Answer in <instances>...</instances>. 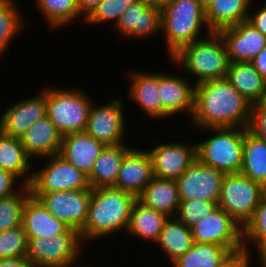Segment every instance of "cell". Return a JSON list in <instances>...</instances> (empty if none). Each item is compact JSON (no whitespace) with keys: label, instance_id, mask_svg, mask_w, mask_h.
I'll return each instance as SVG.
<instances>
[{"label":"cell","instance_id":"cell-1","mask_svg":"<svg viewBox=\"0 0 266 267\" xmlns=\"http://www.w3.org/2000/svg\"><path fill=\"white\" fill-rule=\"evenodd\" d=\"M252 104L226 78L195 85L194 112L189 118L194 129L248 128Z\"/></svg>","mask_w":266,"mask_h":267},{"label":"cell","instance_id":"cell-2","mask_svg":"<svg viewBox=\"0 0 266 267\" xmlns=\"http://www.w3.org/2000/svg\"><path fill=\"white\" fill-rule=\"evenodd\" d=\"M136 200L133 194L114 187L91 189L87 218L79 231L83 244H93L121 231L126 233Z\"/></svg>","mask_w":266,"mask_h":267},{"label":"cell","instance_id":"cell-3","mask_svg":"<svg viewBox=\"0 0 266 267\" xmlns=\"http://www.w3.org/2000/svg\"><path fill=\"white\" fill-rule=\"evenodd\" d=\"M169 61L193 79L194 84L226 78L230 65L225 43L218 32L183 46Z\"/></svg>","mask_w":266,"mask_h":267},{"label":"cell","instance_id":"cell-4","mask_svg":"<svg viewBox=\"0 0 266 267\" xmlns=\"http://www.w3.org/2000/svg\"><path fill=\"white\" fill-rule=\"evenodd\" d=\"M161 33L166 54L171 58L183 46L204 38L212 31L206 22L205 9L198 0H174L161 10Z\"/></svg>","mask_w":266,"mask_h":267},{"label":"cell","instance_id":"cell-5","mask_svg":"<svg viewBox=\"0 0 266 267\" xmlns=\"http://www.w3.org/2000/svg\"><path fill=\"white\" fill-rule=\"evenodd\" d=\"M247 128H205L210 134L204 141L196 142L197 159L205 166L225 174L241 172L243 163L244 131Z\"/></svg>","mask_w":266,"mask_h":267},{"label":"cell","instance_id":"cell-6","mask_svg":"<svg viewBox=\"0 0 266 267\" xmlns=\"http://www.w3.org/2000/svg\"><path fill=\"white\" fill-rule=\"evenodd\" d=\"M85 90L47 85L46 116L57 130L66 135L86 130L90 108L93 104Z\"/></svg>","mask_w":266,"mask_h":267},{"label":"cell","instance_id":"cell-7","mask_svg":"<svg viewBox=\"0 0 266 267\" xmlns=\"http://www.w3.org/2000/svg\"><path fill=\"white\" fill-rule=\"evenodd\" d=\"M266 189L241 172L225 174L218 207L225 210L243 228L252 219Z\"/></svg>","mask_w":266,"mask_h":267},{"label":"cell","instance_id":"cell-8","mask_svg":"<svg viewBox=\"0 0 266 267\" xmlns=\"http://www.w3.org/2000/svg\"><path fill=\"white\" fill-rule=\"evenodd\" d=\"M27 239L28 251L26 257L33 267L79 266L81 264L79 258H82V251L86 247L79 234H58L53 238Z\"/></svg>","mask_w":266,"mask_h":267},{"label":"cell","instance_id":"cell-9","mask_svg":"<svg viewBox=\"0 0 266 267\" xmlns=\"http://www.w3.org/2000/svg\"><path fill=\"white\" fill-rule=\"evenodd\" d=\"M38 160L45 161L41 169L33 171L31 193H51L66 190L91 189L88 176L59 154Z\"/></svg>","mask_w":266,"mask_h":267},{"label":"cell","instance_id":"cell-10","mask_svg":"<svg viewBox=\"0 0 266 267\" xmlns=\"http://www.w3.org/2000/svg\"><path fill=\"white\" fill-rule=\"evenodd\" d=\"M123 103L124 100L119 97L109 100L104 105L93 103L85 132L105 146L126 143L124 140L127 138V123Z\"/></svg>","mask_w":266,"mask_h":267},{"label":"cell","instance_id":"cell-11","mask_svg":"<svg viewBox=\"0 0 266 267\" xmlns=\"http://www.w3.org/2000/svg\"><path fill=\"white\" fill-rule=\"evenodd\" d=\"M191 230L195 243L216 244L227 248L231 253L244 248L243 227L219 207Z\"/></svg>","mask_w":266,"mask_h":267},{"label":"cell","instance_id":"cell-12","mask_svg":"<svg viewBox=\"0 0 266 267\" xmlns=\"http://www.w3.org/2000/svg\"><path fill=\"white\" fill-rule=\"evenodd\" d=\"M31 194L38 198L55 218L63 221L71 229L79 232L84 226L91 189Z\"/></svg>","mask_w":266,"mask_h":267},{"label":"cell","instance_id":"cell-13","mask_svg":"<svg viewBox=\"0 0 266 267\" xmlns=\"http://www.w3.org/2000/svg\"><path fill=\"white\" fill-rule=\"evenodd\" d=\"M149 153L152 161L154 177L176 180L197 159V145L182 141L171 143L154 142Z\"/></svg>","mask_w":266,"mask_h":267},{"label":"cell","instance_id":"cell-14","mask_svg":"<svg viewBox=\"0 0 266 267\" xmlns=\"http://www.w3.org/2000/svg\"><path fill=\"white\" fill-rule=\"evenodd\" d=\"M225 173L196 159L176 179L180 200H206L218 203Z\"/></svg>","mask_w":266,"mask_h":267},{"label":"cell","instance_id":"cell-15","mask_svg":"<svg viewBox=\"0 0 266 267\" xmlns=\"http://www.w3.org/2000/svg\"><path fill=\"white\" fill-rule=\"evenodd\" d=\"M33 97L16 101L0 113V131L16 138H21L26 130L46 116L47 86L40 89Z\"/></svg>","mask_w":266,"mask_h":267},{"label":"cell","instance_id":"cell-16","mask_svg":"<svg viewBox=\"0 0 266 267\" xmlns=\"http://www.w3.org/2000/svg\"><path fill=\"white\" fill-rule=\"evenodd\" d=\"M186 75L159 72L160 99L163 106V119L179 114L192 117L194 112L195 85Z\"/></svg>","mask_w":266,"mask_h":267},{"label":"cell","instance_id":"cell-17","mask_svg":"<svg viewBox=\"0 0 266 267\" xmlns=\"http://www.w3.org/2000/svg\"><path fill=\"white\" fill-rule=\"evenodd\" d=\"M230 62H251L266 46V37L247 20L218 31Z\"/></svg>","mask_w":266,"mask_h":267},{"label":"cell","instance_id":"cell-18","mask_svg":"<svg viewBox=\"0 0 266 267\" xmlns=\"http://www.w3.org/2000/svg\"><path fill=\"white\" fill-rule=\"evenodd\" d=\"M153 178L152 161L147 148L144 150L133 146L121 162L114 188L138 197Z\"/></svg>","mask_w":266,"mask_h":267},{"label":"cell","instance_id":"cell-19","mask_svg":"<svg viewBox=\"0 0 266 267\" xmlns=\"http://www.w3.org/2000/svg\"><path fill=\"white\" fill-rule=\"evenodd\" d=\"M130 79V86L126 96L132 100L148 119H163V106L160 99L159 72H144L133 70L126 76Z\"/></svg>","mask_w":266,"mask_h":267},{"label":"cell","instance_id":"cell-20","mask_svg":"<svg viewBox=\"0 0 266 267\" xmlns=\"http://www.w3.org/2000/svg\"><path fill=\"white\" fill-rule=\"evenodd\" d=\"M125 39L153 38L161 34V11L138 1L127 8L113 27ZM129 37V38H128Z\"/></svg>","mask_w":266,"mask_h":267},{"label":"cell","instance_id":"cell-21","mask_svg":"<svg viewBox=\"0 0 266 267\" xmlns=\"http://www.w3.org/2000/svg\"><path fill=\"white\" fill-rule=\"evenodd\" d=\"M22 227L27 238H53L58 234H79L78 231L55 218L32 194L24 204Z\"/></svg>","mask_w":266,"mask_h":267},{"label":"cell","instance_id":"cell-22","mask_svg":"<svg viewBox=\"0 0 266 267\" xmlns=\"http://www.w3.org/2000/svg\"><path fill=\"white\" fill-rule=\"evenodd\" d=\"M105 145L85 131L63 135L59 155L89 176Z\"/></svg>","mask_w":266,"mask_h":267},{"label":"cell","instance_id":"cell-23","mask_svg":"<svg viewBox=\"0 0 266 267\" xmlns=\"http://www.w3.org/2000/svg\"><path fill=\"white\" fill-rule=\"evenodd\" d=\"M62 138L63 135L45 116L34 122L20 139L26 153L35 160L59 154Z\"/></svg>","mask_w":266,"mask_h":267},{"label":"cell","instance_id":"cell-24","mask_svg":"<svg viewBox=\"0 0 266 267\" xmlns=\"http://www.w3.org/2000/svg\"><path fill=\"white\" fill-rule=\"evenodd\" d=\"M137 199L145 206L162 212L168 217H176L180 197L176 180L154 177Z\"/></svg>","mask_w":266,"mask_h":267},{"label":"cell","instance_id":"cell-25","mask_svg":"<svg viewBox=\"0 0 266 267\" xmlns=\"http://www.w3.org/2000/svg\"><path fill=\"white\" fill-rule=\"evenodd\" d=\"M34 167L33 159L26 153L21 139L0 131V168L16 175L24 185H30L33 177L31 169Z\"/></svg>","mask_w":266,"mask_h":267},{"label":"cell","instance_id":"cell-26","mask_svg":"<svg viewBox=\"0 0 266 267\" xmlns=\"http://www.w3.org/2000/svg\"><path fill=\"white\" fill-rule=\"evenodd\" d=\"M226 79L251 104L266 97V79L251 62H230Z\"/></svg>","mask_w":266,"mask_h":267},{"label":"cell","instance_id":"cell-27","mask_svg":"<svg viewBox=\"0 0 266 267\" xmlns=\"http://www.w3.org/2000/svg\"><path fill=\"white\" fill-rule=\"evenodd\" d=\"M131 148L126 143L105 146L88 176L91 189L115 187L121 162Z\"/></svg>","mask_w":266,"mask_h":267},{"label":"cell","instance_id":"cell-28","mask_svg":"<svg viewBox=\"0 0 266 267\" xmlns=\"http://www.w3.org/2000/svg\"><path fill=\"white\" fill-rule=\"evenodd\" d=\"M168 216L145 206L138 199L130 214L127 234L146 242L156 243Z\"/></svg>","mask_w":266,"mask_h":267},{"label":"cell","instance_id":"cell-29","mask_svg":"<svg viewBox=\"0 0 266 267\" xmlns=\"http://www.w3.org/2000/svg\"><path fill=\"white\" fill-rule=\"evenodd\" d=\"M253 0H213L205 9L206 22L212 32L248 19Z\"/></svg>","mask_w":266,"mask_h":267},{"label":"cell","instance_id":"cell-30","mask_svg":"<svg viewBox=\"0 0 266 267\" xmlns=\"http://www.w3.org/2000/svg\"><path fill=\"white\" fill-rule=\"evenodd\" d=\"M155 244L172 264L193 246L192 230L176 217H169Z\"/></svg>","mask_w":266,"mask_h":267},{"label":"cell","instance_id":"cell-31","mask_svg":"<svg viewBox=\"0 0 266 267\" xmlns=\"http://www.w3.org/2000/svg\"><path fill=\"white\" fill-rule=\"evenodd\" d=\"M241 173L266 189V141L244 131Z\"/></svg>","mask_w":266,"mask_h":267},{"label":"cell","instance_id":"cell-32","mask_svg":"<svg viewBox=\"0 0 266 267\" xmlns=\"http://www.w3.org/2000/svg\"><path fill=\"white\" fill-rule=\"evenodd\" d=\"M33 3L37 12L39 11L38 14L42 15L51 29L59 30L63 26L77 22V19L84 24L85 19L78 11L76 0H34Z\"/></svg>","mask_w":266,"mask_h":267},{"label":"cell","instance_id":"cell-33","mask_svg":"<svg viewBox=\"0 0 266 267\" xmlns=\"http://www.w3.org/2000/svg\"><path fill=\"white\" fill-rule=\"evenodd\" d=\"M19 5L16 0H0V58L10 50L9 46L17 34L20 35L27 28V21L23 18L22 7Z\"/></svg>","mask_w":266,"mask_h":267},{"label":"cell","instance_id":"cell-34","mask_svg":"<svg viewBox=\"0 0 266 267\" xmlns=\"http://www.w3.org/2000/svg\"><path fill=\"white\" fill-rule=\"evenodd\" d=\"M231 252L216 244L195 243L172 267H217Z\"/></svg>","mask_w":266,"mask_h":267},{"label":"cell","instance_id":"cell-35","mask_svg":"<svg viewBox=\"0 0 266 267\" xmlns=\"http://www.w3.org/2000/svg\"><path fill=\"white\" fill-rule=\"evenodd\" d=\"M30 195V186L24 185L17 193L0 198V232L22 225L24 204Z\"/></svg>","mask_w":266,"mask_h":267},{"label":"cell","instance_id":"cell-36","mask_svg":"<svg viewBox=\"0 0 266 267\" xmlns=\"http://www.w3.org/2000/svg\"><path fill=\"white\" fill-rule=\"evenodd\" d=\"M140 0H102L94 11L84 20L85 25L111 23L113 28L127 8Z\"/></svg>","mask_w":266,"mask_h":267},{"label":"cell","instance_id":"cell-37","mask_svg":"<svg viewBox=\"0 0 266 267\" xmlns=\"http://www.w3.org/2000/svg\"><path fill=\"white\" fill-rule=\"evenodd\" d=\"M217 207L218 203L206 200H181L176 218L191 229Z\"/></svg>","mask_w":266,"mask_h":267},{"label":"cell","instance_id":"cell-38","mask_svg":"<svg viewBox=\"0 0 266 267\" xmlns=\"http://www.w3.org/2000/svg\"><path fill=\"white\" fill-rule=\"evenodd\" d=\"M28 239L21 226L0 232V259L27 256Z\"/></svg>","mask_w":266,"mask_h":267},{"label":"cell","instance_id":"cell-39","mask_svg":"<svg viewBox=\"0 0 266 267\" xmlns=\"http://www.w3.org/2000/svg\"><path fill=\"white\" fill-rule=\"evenodd\" d=\"M262 239H266V194L256 207L252 219L243 228L244 249L251 251V244L255 245Z\"/></svg>","mask_w":266,"mask_h":267},{"label":"cell","instance_id":"cell-40","mask_svg":"<svg viewBox=\"0 0 266 267\" xmlns=\"http://www.w3.org/2000/svg\"><path fill=\"white\" fill-rule=\"evenodd\" d=\"M248 130L266 141V97L251 106V119Z\"/></svg>","mask_w":266,"mask_h":267},{"label":"cell","instance_id":"cell-41","mask_svg":"<svg viewBox=\"0 0 266 267\" xmlns=\"http://www.w3.org/2000/svg\"><path fill=\"white\" fill-rule=\"evenodd\" d=\"M18 181L21 184L17 183ZM23 186L24 184L16 175L0 168V198L17 193Z\"/></svg>","mask_w":266,"mask_h":267},{"label":"cell","instance_id":"cell-42","mask_svg":"<svg viewBox=\"0 0 266 267\" xmlns=\"http://www.w3.org/2000/svg\"><path fill=\"white\" fill-rule=\"evenodd\" d=\"M257 1L253 0L249 10V15L247 21L260 33L266 37V3L261 2L255 10H252L253 4L256 6ZM264 3V4H262ZM254 11V12H253ZM251 12V13H250Z\"/></svg>","mask_w":266,"mask_h":267},{"label":"cell","instance_id":"cell-43","mask_svg":"<svg viewBox=\"0 0 266 267\" xmlns=\"http://www.w3.org/2000/svg\"><path fill=\"white\" fill-rule=\"evenodd\" d=\"M252 251L241 249L230 253L217 267H250Z\"/></svg>","mask_w":266,"mask_h":267},{"label":"cell","instance_id":"cell-44","mask_svg":"<svg viewBox=\"0 0 266 267\" xmlns=\"http://www.w3.org/2000/svg\"><path fill=\"white\" fill-rule=\"evenodd\" d=\"M0 267H33L26 256L0 259Z\"/></svg>","mask_w":266,"mask_h":267},{"label":"cell","instance_id":"cell-45","mask_svg":"<svg viewBox=\"0 0 266 267\" xmlns=\"http://www.w3.org/2000/svg\"><path fill=\"white\" fill-rule=\"evenodd\" d=\"M80 15L86 19L102 0H76Z\"/></svg>","mask_w":266,"mask_h":267},{"label":"cell","instance_id":"cell-46","mask_svg":"<svg viewBox=\"0 0 266 267\" xmlns=\"http://www.w3.org/2000/svg\"><path fill=\"white\" fill-rule=\"evenodd\" d=\"M254 68L266 79V46L251 61Z\"/></svg>","mask_w":266,"mask_h":267},{"label":"cell","instance_id":"cell-47","mask_svg":"<svg viewBox=\"0 0 266 267\" xmlns=\"http://www.w3.org/2000/svg\"><path fill=\"white\" fill-rule=\"evenodd\" d=\"M253 247H255L258 256L257 266L266 267V239L258 241Z\"/></svg>","mask_w":266,"mask_h":267},{"label":"cell","instance_id":"cell-48","mask_svg":"<svg viewBox=\"0 0 266 267\" xmlns=\"http://www.w3.org/2000/svg\"><path fill=\"white\" fill-rule=\"evenodd\" d=\"M142 1L147 7H152L162 10V0H140Z\"/></svg>","mask_w":266,"mask_h":267},{"label":"cell","instance_id":"cell-49","mask_svg":"<svg viewBox=\"0 0 266 267\" xmlns=\"http://www.w3.org/2000/svg\"><path fill=\"white\" fill-rule=\"evenodd\" d=\"M198 1L201 3L202 7L206 9L212 3L213 0H198Z\"/></svg>","mask_w":266,"mask_h":267},{"label":"cell","instance_id":"cell-50","mask_svg":"<svg viewBox=\"0 0 266 267\" xmlns=\"http://www.w3.org/2000/svg\"><path fill=\"white\" fill-rule=\"evenodd\" d=\"M171 1H174V0H162V9L165 7V5Z\"/></svg>","mask_w":266,"mask_h":267}]
</instances>
